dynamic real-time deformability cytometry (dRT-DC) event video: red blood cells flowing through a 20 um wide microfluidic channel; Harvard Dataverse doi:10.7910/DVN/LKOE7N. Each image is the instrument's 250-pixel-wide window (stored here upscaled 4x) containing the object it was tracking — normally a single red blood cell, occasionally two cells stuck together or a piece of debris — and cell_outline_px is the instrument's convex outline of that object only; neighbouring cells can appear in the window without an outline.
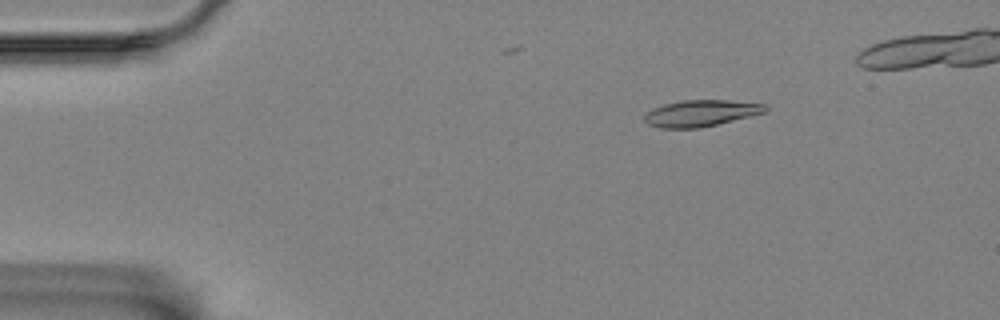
{"species": "Egyptian fruit bat (a non-hibernating species)", "species_latin": "Rousettus aegyptiacus", "temperature_condition": "room temperature", "stored_images_in_passage": 47, "camera_frame_rate_fps": 3000, "um_per_image_px": 0.085, "animal": {"sex": "female"}, "frame": {"image": 1, "passage_image": 3, "time_ms": 0.667, "image_size_px": [1000, 320], "cell_outline_px": [[768, 108], [764, 112], [700, 128], [660, 128], [648, 124], [644, 120], [644, 116], [648, 112], [664, 104], [680, 100], [728, 100], [768, 104]], "centroid_in_image_um": [59.57, 9.61], "position_along_channel_um": 25.4, "area_um2": 18.38}}
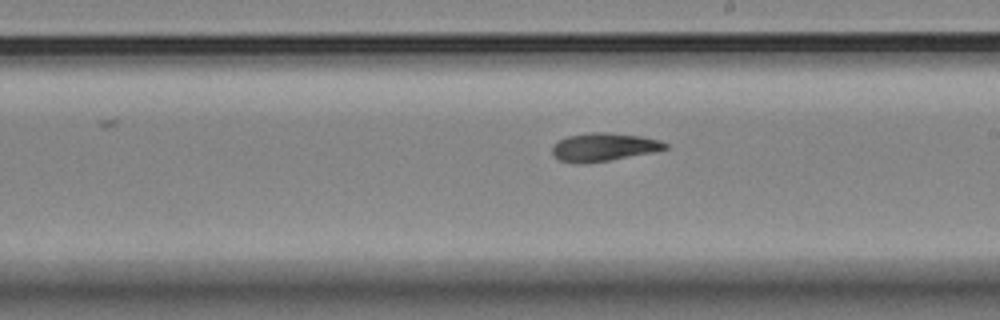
{"frame": {"image": 2, "passage_image": 27, "time_ms": 8.667, "image_size_px": [1000, 320], "cell_outline_px": [[668, 148], [652, 152], [608, 160], [584, 164], [576, 164], [560, 160], [552, 156], [552, 148], [560, 140], [568, 136], [588, 132], [608, 132], [640, 136], [660, 140], [668, 144]], "centroid_in_image_um": [51.29, 12.5], "position_along_channel_um": 237.7, "area_um2": 18.5}}
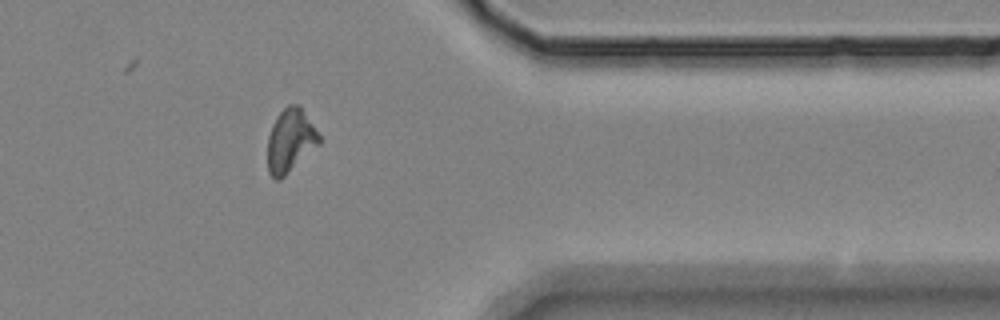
{"frame": {"image": 3, "passage_image": 41, "time_ms": 13.333, "image_size_px": [1000, 320], "cell_outline_px": [[320, 144], [280, 180], [276, 180], [268, 172], [268, 136], [272, 124], [276, 116], [288, 104], [300, 104], [320, 136]], "centroid_in_image_um": [24.68, 11.94], "position_along_channel_um": 386.7, "area_um2": 19.07}}